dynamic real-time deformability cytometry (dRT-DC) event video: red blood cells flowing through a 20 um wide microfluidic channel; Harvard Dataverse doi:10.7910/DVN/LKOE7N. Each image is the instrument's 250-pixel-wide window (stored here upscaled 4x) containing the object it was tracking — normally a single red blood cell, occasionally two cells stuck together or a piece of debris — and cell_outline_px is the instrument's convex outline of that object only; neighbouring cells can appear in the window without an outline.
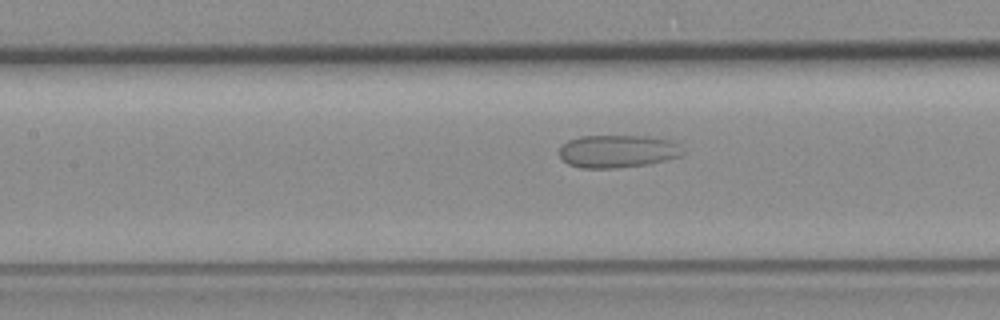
{"species": "common noctule bat (a hibernating species)", "species_latin": "Nyctalus noctula", "temperature_condition": "room temperature", "stored_images_in_passage": 47, "camera_frame_rate_fps": 3000, "um_per_image_px": 0.085, "animal": {"sex": "female", "body_mass_g": 19.3, "forearm_length_mm": 54.1}, "frame": {"image": 1, "passage_image": 16, "time_ms": 5.0, "image_size_px": [1000, 320], "cell_outline_px": [[684, 152], [680, 156], [648, 164], [616, 168], [580, 168], [568, 164], [560, 156], [560, 148], [568, 140], [580, 136], [648, 136], [672, 140], [680, 144]], "centroid_in_image_um": [52.52, 12.85], "position_along_channel_um": 154.9, "area_um2": 23.64}}
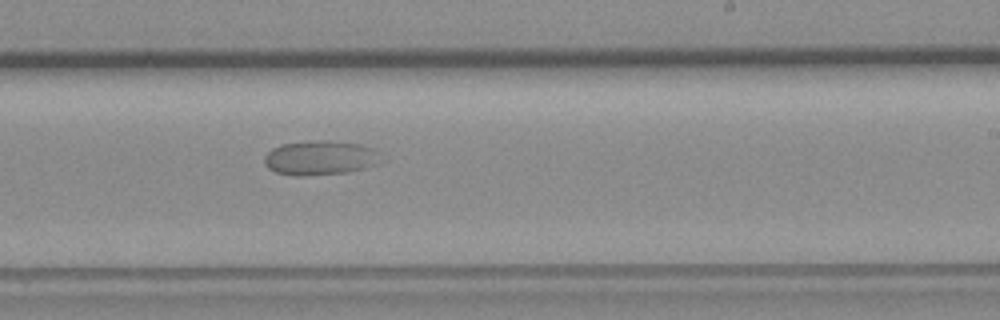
{"frame": {"image": 2, "passage_image": 25, "time_ms": 8.0, "image_size_px": [1000, 320], "cell_outline_px": [[380, 164], [348, 172], [304, 176], [292, 176], [276, 172], [268, 168], [264, 164], [264, 156], [272, 148], [280, 144], [308, 140], [324, 140], [360, 144], [372, 148], [380, 160]], "centroid_in_image_um": [27.15, 13.42], "position_along_channel_um": 261.8, "area_um2": 23.52}}
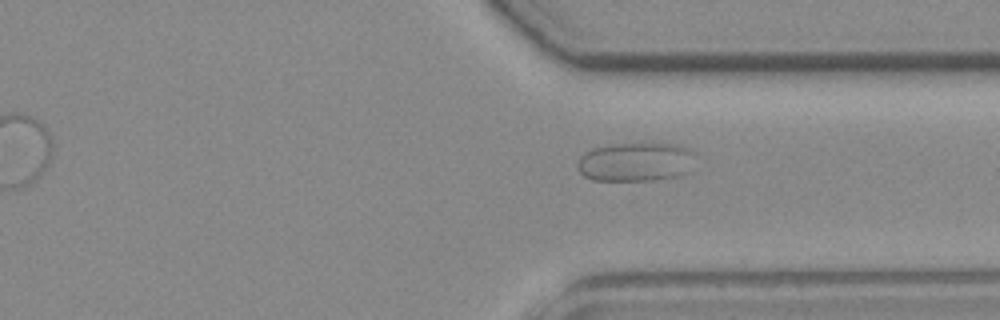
{"frame": {"image": 3, "passage_image": 33, "time_ms": 10.667, "image_size_px": [1000, 320], "cell_outline_px": [[696, 152], [688, 172], [676, 176], [652, 180], [592, 180], [584, 176], [576, 168], [576, 164], [580, 156], [584, 152], [592, 148], [616, 144], [672, 144], [688, 148]], "centroid_in_image_um": [53.99, 13.76], "position_along_channel_um": 357.4, "area_um2": 26.7}}